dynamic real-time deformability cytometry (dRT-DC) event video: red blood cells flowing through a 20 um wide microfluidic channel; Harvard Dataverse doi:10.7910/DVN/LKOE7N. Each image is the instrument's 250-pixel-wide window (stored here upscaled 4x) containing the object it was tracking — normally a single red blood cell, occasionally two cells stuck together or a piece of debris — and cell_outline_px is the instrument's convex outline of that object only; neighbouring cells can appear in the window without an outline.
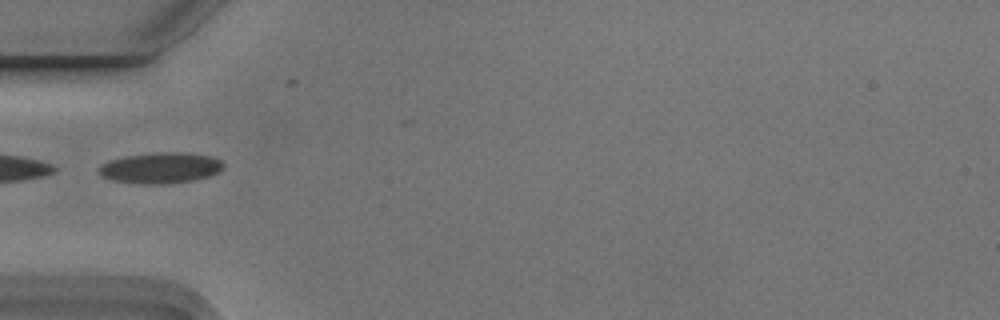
{"species": "Egyptian fruit bat (a non-hibernating species)", "species_latin": "Rousettus aegyptiacus", "temperature_condition": "cold", "stored_images_in_passage": 6, "camera_frame_rate_fps": 3000, "um_per_image_px": 0.085, "animal": {"sex": "male"}, "frame": {"image": 1, "passage_image": 5, "time_ms": 1.333, "image_size_px": [1000, 320], "cell_outline_px": [[224, 164], [216, 172], [208, 176], [192, 180], [168, 184], [140, 184], [112, 180], [100, 176], [96, 172], [96, 168], [100, 164], [108, 160], [124, 156], [160, 152], [176, 152], [208, 156], [220, 160]], "centroid_in_image_um": [13.51, 14.28], "position_along_channel_um": 71.5, "area_um2": 22.37}}